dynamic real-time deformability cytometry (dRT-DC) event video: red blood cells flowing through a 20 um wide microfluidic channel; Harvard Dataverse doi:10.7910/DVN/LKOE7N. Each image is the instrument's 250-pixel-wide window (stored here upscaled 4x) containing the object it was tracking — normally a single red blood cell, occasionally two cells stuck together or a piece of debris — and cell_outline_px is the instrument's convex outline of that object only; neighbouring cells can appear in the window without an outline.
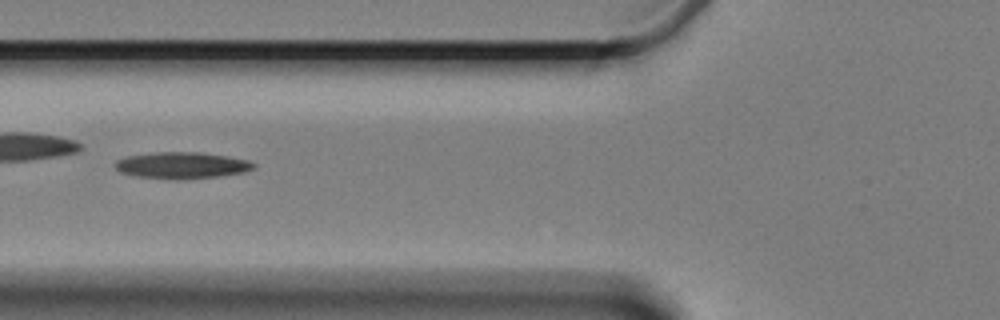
{"species": "Egyptian fruit bat (a non-hibernating species)", "species_latin": "Rousettus aegyptiacus", "temperature_condition": "cold", "stored_images_in_passage": 5, "camera_frame_rate_fps": 3000, "um_per_image_px": 0.085, "animal": {"sex": "female"}, "frame": {"image": 1, "passage_image": 4, "time_ms": 3.667, "image_size_px": [1000, 320], "cell_outline_px": [[256, 168], [244, 172], [220, 176], [180, 180], [176, 180], [136, 176], [120, 172], [116, 168], [116, 160], [128, 156], [152, 152], [200, 152], [228, 156], [248, 160], [256, 164]], "centroid_in_image_um": [15.49, 14.05], "position_along_channel_um": 110.3, "area_um2": 21.56}}